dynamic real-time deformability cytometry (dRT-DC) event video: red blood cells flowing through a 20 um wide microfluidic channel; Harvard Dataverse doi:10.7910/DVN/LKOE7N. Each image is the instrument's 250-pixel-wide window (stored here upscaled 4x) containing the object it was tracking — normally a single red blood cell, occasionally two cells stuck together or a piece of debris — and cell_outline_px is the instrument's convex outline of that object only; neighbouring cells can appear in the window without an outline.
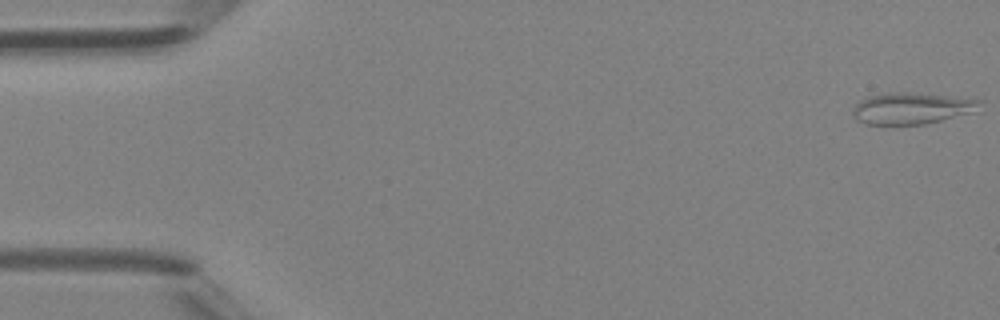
{"species": "Egyptian fruit bat (a non-hibernating species)", "species_latin": "Rousettus aegyptiacus", "temperature_condition": "room temperature", "stored_images_in_passage": 46, "camera_frame_rate_fps": 3000, "um_per_image_px": 0.085, "animal": {"sex": "female"}, "frame": {"image": 1, "passage_image": 1, "time_ms": 0.0, "image_size_px": [1000, 320], "cell_outline_px": [[984, 100], [976, 112], [924, 124], [864, 124], [856, 120], [852, 112], [852, 104], [868, 96], [892, 92], [904, 92]], "centroid_in_image_um": [77.46, 9.21], "position_along_channel_um": 7.5, "area_um2": 23.29}}
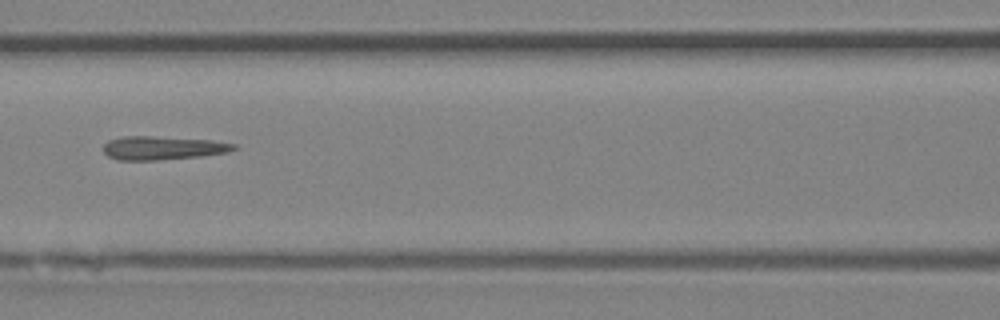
{"frame": {"image": 2, "passage_image": 21, "time_ms": 6.667, "image_size_px": [1000, 320], "cell_outline_px": [[240, 148], [228, 152], [200, 156], [156, 160], [116, 160], [108, 156], [104, 152], [104, 144], [108, 140], [124, 136], [152, 136], [212, 140], [236, 144]], "centroid_in_image_um": [13.85, 12.57], "position_along_channel_um": 152.8, "area_um2": 17.98}}
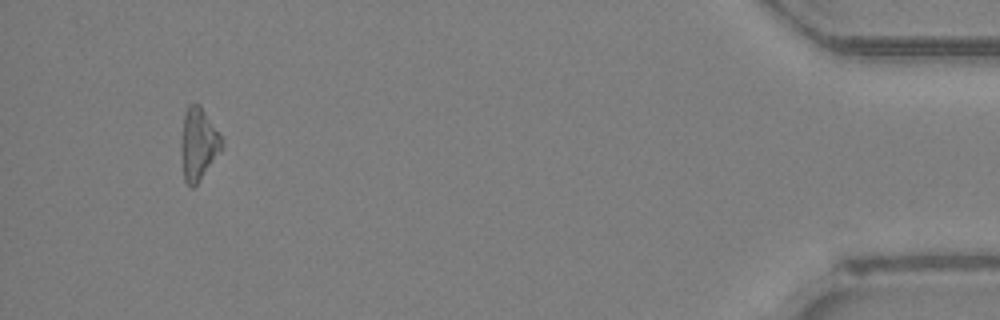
{"frame": {"image": 3, "passage_image": 44, "time_ms": 14.333, "image_size_px": [1000, 320], "cell_outline_px": [[224, 144], [220, 152], [200, 180], [192, 188], [184, 180], [180, 152], [180, 136], [184, 112], [188, 104], [200, 104], [224, 140]], "centroid_in_image_um": [16.84, 12.21], "position_along_channel_um": 418.4, "area_um2": 17.46}, "authors_computed_cell_mechanics": {"area_um2": 18.0625, "velocity_mm_per_s": 4.4579, "shape_relaxation_time_tau1_ms": 7.2174, "shape_relaxation_time_tau2_ms": 2.5612, "deformation_change_tau1": 0.2266, "deformation_change_tau2": 0.1763}}